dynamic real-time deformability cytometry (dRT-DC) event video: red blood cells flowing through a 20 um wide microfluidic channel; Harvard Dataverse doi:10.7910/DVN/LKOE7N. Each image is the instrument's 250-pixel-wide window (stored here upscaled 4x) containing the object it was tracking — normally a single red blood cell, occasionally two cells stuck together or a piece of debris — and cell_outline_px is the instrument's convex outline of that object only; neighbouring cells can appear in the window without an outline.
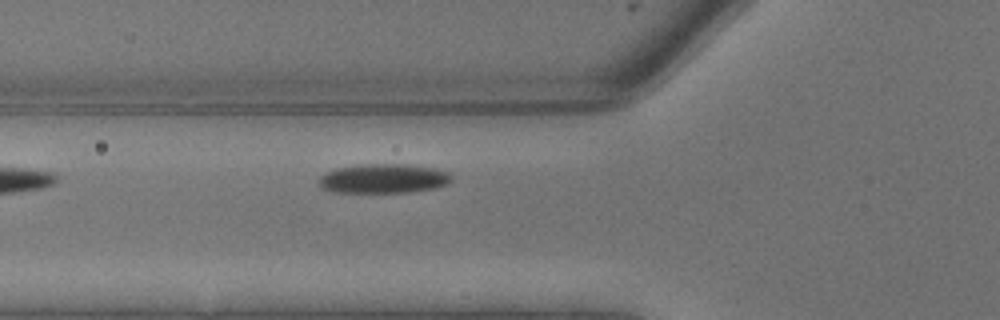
{"species": "common noctule bat (a hibernating species)", "species_latin": "Nyctalus noctula", "temperature_condition": "warm", "stored_images_in_passage": 7, "camera_frame_rate_fps": 3000, "um_per_image_px": 0.085, "animal": {"sex": "male", "body_mass_g": 13.3}, "frame": {"image": 1, "passage_image": 7, "time_ms": 2.0, "image_size_px": [1000, 320], "cell_outline_px": [[452, 180], [448, 184], [436, 188], [408, 192], [332, 192], [320, 188], [320, 176], [336, 168], [364, 164], [408, 164], [432, 168], [448, 172], [452, 176]], "centroid_in_image_um": [32.61, 15.18], "position_along_channel_um": 93.2, "area_um2": 22.66}}